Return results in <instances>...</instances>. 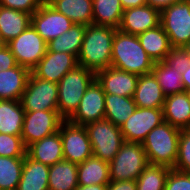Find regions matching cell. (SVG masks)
Instances as JSON below:
<instances>
[{"label": "cell", "instance_id": "6da1fadb", "mask_svg": "<svg viewBox=\"0 0 190 190\" xmlns=\"http://www.w3.org/2000/svg\"><path fill=\"white\" fill-rule=\"evenodd\" d=\"M117 29L111 26H86L82 47L78 55V65L97 73L111 66L112 46Z\"/></svg>", "mask_w": 190, "mask_h": 190}, {"label": "cell", "instance_id": "7a4b0ae2", "mask_svg": "<svg viewBox=\"0 0 190 190\" xmlns=\"http://www.w3.org/2000/svg\"><path fill=\"white\" fill-rule=\"evenodd\" d=\"M154 61L141 46L137 35L115 31L111 66L137 75L150 74Z\"/></svg>", "mask_w": 190, "mask_h": 190}, {"label": "cell", "instance_id": "3957f363", "mask_svg": "<svg viewBox=\"0 0 190 190\" xmlns=\"http://www.w3.org/2000/svg\"><path fill=\"white\" fill-rule=\"evenodd\" d=\"M180 131L166 121L153 128L142 142L148 163L174 168Z\"/></svg>", "mask_w": 190, "mask_h": 190}, {"label": "cell", "instance_id": "277c9868", "mask_svg": "<svg viewBox=\"0 0 190 190\" xmlns=\"http://www.w3.org/2000/svg\"><path fill=\"white\" fill-rule=\"evenodd\" d=\"M95 80V73L77 65L58 82V113L68 120L77 110L81 98Z\"/></svg>", "mask_w": 190, "mask_h": 190}, {"label": "cell", "instance_id": "5b68a950", "mask_svg": "<svg viewBox=\"0 0 190 190\" xmlns=\"http://www.w3.org/2000/svg\"><path fill=\"white\" fill-rule=\"evenodd\" d=\"M148 164L142 143L124 142L109 162L110 181L136 180Z\"/></svg>", "mask_w": 190, "mask_h": 190}, {"label": "cell", "instance_id": "8992f818", "mask_svg": "<svg viewBox=\"0 0 190 190\" xmlns=\"http://www.w3.org/2000/svg\"><path fill=\"white\" fill-rule=\"evenodd\" d=\"M93 156L111 162L125 142L120 127L103 119L85 125Z\"/></svg>", "mask_w": 190, "mask_h": 190}, {"label": "cell", "instance_id": "52a82bcc", "mask_svg": "<svg viewBox=\"0 0 190 190\" xmlns=\"http://www.w3.org/2000/svg\"><path fill=\"white\" fill-rule=\"evenodd\" d=\"M160 24L172 47H183L190 41V0H179L160 12Z\"/></svg>", "mask_w": 190, "mask_h": 190}, {"label": "cell", "instance_id": "ba28073f", "mask_svg": "<svg viewBox=\"0 0 190 190\" xmlns=\"http://www.w3.org/2000/svg\"><path fill=\"white\" fill-rule=\"evenodd\" d=\"M20 102L25 112L58 110V84L40 79L31 72Z\"/></svg>", "mask_w": 190, "mask_h": 190}, {"label": "cell", "instance_id": "9c48e42d", "mask_svg": "<svg viewBox=\"0 0 190 190\" xmlns=\"http://www.w3.org/2000/svg\"><path fill=\"white\" fill-rule=\"evenodd\" d=\"M6 46L10 49L18 65L32 70L44 57L47 42L36 32L32 25L10 40Z\"/></svg>", "mask_w": 190, "mask_h": 190}, {"label": "cell", "instance_id": "30bf717a", "mask_svg": "<svg viewBox=\"0 0 190 190\" xmlns=\"http://www.w3.org/2000/svg\"><path fill=\"white\" fill-rule=\"evenodd\" d=\"M59 132L64 160L80 164L93 156L91 142L85 126L75 125L64 120L59 127Z\"/></svg>", "mask_w": 190, "mask_h": 190}, {"label": "cell", "instance_id": "8fae6325", "mask_svg": "<svg viewBox=\"0 0 190 190\" xmlns=\"http://www.w3.org/2000/svg\"><path fill=\"white\" fill-rule=\"evenodd\" d=\"M63 121L58 110L25 112L21 132L25 147L59 131Z\"/></svg>", "mask_w": 190, "mask_h": 190}, {"label": "cell", "instance_id": "7c38bea8", "mask_svg": "<svg viewBox=\"0 0 190 190\" xmlns=\"http://www.w3.org/2000/svg\"><path fill=\"white\" fill-rule=\"evenodd\" d=\"M164 122L162 108H139L120 126L125 142L142 143L147 134Z\"/></svg>", "mask_w": 190, "mask_h": 190}, {"label": "cell", "instance_id": "4fadbf2b", "mask_svg": "<svg viewBox=\"0 0 190 190\" xmlns=\"http://www.w3.org/2000/svg\"><path fill=\"white\" fill-rule=\"evenodd\" d=\"M103 119H105V92L95 79L85 91L77 110L68 121L85 126Z\"/></svg>", "mask_w": 190, "mask_h": 190}, {"label": "cell", "instance_id": "5bb4252c", "mask_svg": "<svg viewBox=\"0 0 190 190\" xmlns=\"http://www.w3.org/2000/svg\"><path fill=\"white\" fill-rule=\"evenodd\" d=\"M73 24L46 1L31 16V25L47 43L68 31Z\"/></svg>", "mask_w": 190, "mask_h": 190}, {"label": "cell", "instance_id": "9a60e30c", "mask_svg": "<svg viewBox=\"0 0 190 190\" xmlns=\"http://www.w3.org/2000/svg\"><path fill=\"white\" fill-rule=\"evenodd\" d=\"M77 65V58L72 54L46 51L31 72L40 79L58 84Z\"/></svg>", "mask_w": 190, "mask_h": 190}, {"label": "cell", "instance_id": "2e32d148", "mask_svg": "<svg viewBox=\"0 0 190 190\" xmlns=\"http://www.w3.org/2000/svg\"><path fill=\"white\" fill-rule=\"evenodd\" d=\"M139 75L108 67L95 74V79L101 85L103 91L124 97H133Z\"/></svg>", "mask_w": 190, "mask_h": 190}, {"label": "cell", "instance_id": "e0dca14e", "mask_svg": "<svg viewBox=\"0 0 190 190\" xmlns=\"http://www.w3.org/2000/svg\"><path fill=\"white\" fill-rule=\"evenodd\" d=\"M160 25V11L150 5L129 8L123 11L120 31L138 35Z\"/></svg>", "mask_w": 190, "mask_h": 190}, {"label": "cell", "instance_id": "ac0fdd59", "mask_svg": "<svg viewBox=\"0 0 190 190\" xmlns=\"http://www.w3.org/2000/svg\"><path fill=\"white\" fill-rule=\"evenodd\" d=\"M26 154L31 159L48 166L54 165L56 162L64 160L60 132L57 131L39 141L30 144L26 148Z\"/></svg>", "mask_w": 190, "mask_h": 190}, {"label": "cell", "instance_id": "d6986e66", "mask_svg": "<svg viewBox=\"0 0 190 190\" xmlns=\"http://www.w3.org/2000/svg\"><path fill=\"white\" fill-rule=\"evenodd\" d=\"M165 98L166 96L163 93L162 88L152 73L139 75L133 96L137 107L163 108Z\"/></svg>", "mask_w": 190, "mask_h": 190}, {"label": "cell", "instance_id": "ffe728a7", "mask_svg": "<svg viewBox=\"0 0 190 190\" xmlns=\"http://www.w3.org/2000/svg\"><path fill=\"white\" fill-rule=\"evenodd\" d=\"M30 74L31 70L21 65L0 71V99L20 101Z\"/></svg>", "mask_w": 190, "mask_h": 190}, {"label": "cell", "instance_id": "44dd1931", "mask_svg": "<svg viewBox=\"0 0 190 190\" xmlns=\"http://www.w3.org/2000/svg\"><path fill=\"white\" fill-rule=\"evenodd\" d=\"M162 110L164 121L179 129L190 128V103L185 91L166 96Z\"/></svg>", "mask_w": 190, "mask_h": 190}, {"label": "cell", "instance_id": "7402d4cb", "mask_svg": "<svg viewBox=\"0 0 190 190\" xmlns=\"http://www.w3.org/2000/svg\"><path fill=\"white\" fill-rule=\"evenodd\" d=\"M31 14L0 6V40L7 44L31 25Z\"/></svg>", "mask_w": 190, "mask_h": 190}, {"label": "cell", "instance_id": "603a6c76", "mask_svg": "<svg viewBox=\"0 0 190 190\" xmlns=\"http://www.w3.org/2000/svg\"><path fill=\"white\" fill-rule=\"evenodd\" d=\"M49 167L46 164L24 157L21 179L16 190H49Z\"/></svg>", "mask_w": 190, "mask_h": 190}, {"label": "cell", "instance_id": "cb8c5ba5", "mask_svg": "<svg viewBox=\"0 0 190 190\" xmlns=\"http://www.w3.org/2000/svg\"><path fill=\"white\" fill-rule=\"evenodd\" d=\"M137 37L147 55L154 62L164 61L172 48L169 37L161 24L153 29L138 34Z\"/></svg>", "mask_w": 190, "mask_h": 190}, {"label": "cell", "instance_id": "d4e9b609", "mask_svg": "<svg viewBox=\"0 0 190 190\" xmlns=\"http://www.w3.org/2000/svg\"><path fill=\"white\" fill-rule=\"evenodd\" d=\"M57 12L75 24L90 25L93 19V0H45Z\"/></svg>", "mask_w": 190, "mask_h": 190}, {"label": "cell", "instance_id": "484cf974", "mask_svg": "<svg viewBox=\"0 0 190 190\" xmlns=\"http://www.w3.org/2000/svg\"><path fill=\"white\" fill-rule=\"evenodd\" d=\"M24 115L19 100L0 99V133L21 136Z\"/></svg>", "mask_w": 190, "mask_h": 190}, {"label": "cell", "instance_id": "4316f807", "mask_svg": "<svg viewBox=\"0 0 190 190\" xmlns=\"http://www.w3.org/2000/svg\"><path fill=\"white\" fill-rule=\"evenodd\" d=\"M77 179L78 185L108 184L109 163L94 156L87 158L77 164Z\"/></svg>", "mask_w": 190, "mask_h": 190}, {"label": "cell", "instance_id": "83f0119b", "mask_svg": "<svg viewBox=\"0 0 190 190\" xmlns=\"http://www.w3.org/2000/svg\"><path fill=\"white\" fill-rule=\"evenodd\" d=\"M77 187V164L62 160L49 167V190H75Z\"/></svg>", "mask_w": 190, "mask_h": 190}, {"label": "cell", "instance_id": "f1b7e54d", "mask_svg": "<svg viewBox=\"0 0 190 190\" xmlns=\"http://www.w3.org/2000/svg\"><path fill=\"white\" fill-rule=\"evenodd\" d=\"M86 26L87 25L74 23L68 31L47 43V51L59 53L65 52L78 58Z\"/></svg>", "mask_w": 190, "mask_h": 190}, {"label": "cell", "instance_id": "f546056e", "mask_svg": "<svg viewBox=\"0 0 190 190\" xmlns=\"http://www.w3.org/2000/svg\"><path fill=\"white\" fill-rule=\"evenodd\" d=\"M137 106L133 97L105 93V119L120 127Z\"/></svg>", "mask_w": 190, "mask_h": 190}, {"label": "cell", "instance_id": "4dcf8cb0", "mask_svg": "<svg viewBox=\"0 0 190 190\" xmlns=\"http://www.w3.org/2000/svg\"><path fill=\"white\" fill-rule=\"evenodd\" d=\"M92 8V24L120 27L124 11L120 0H93Z\"/></svg>", "mask_w": 190, "mask_h": 190}, {"label": "cell", "instance_id": "1f68e13d", "mask_svg": "<svg viewBox=\"0 0 190 190\" xmlns=\"http://www.w3.org/2000/svg\"><path fill=\"white\" fill-rule=\"evenodd\" d=\"M151 73L157 79L165 96L184 92L182 74L170 68L164 61L154 62Z\"/></svg>", "mask_w": 190, "mask_h": 190}, {"label": "cell", "instance_id": "d6a6232c", "mask_svg": "<svg viewBox=\"0 0 190 190\" xmlns=\"http://www.w3.org/2000/svg\"><path fill=\"white\" fill-rule=\"evenodd\" d=\"M24 157L0 156V190H16L21 179Z\"/></svg>", "mask_w": 190, "mask_h": 190}, {"label": "cell", "instance_id": "836d02e7", "mask_svg": "<svg viewBox=\"0 0 190 190\" xmlns=\"http://www.w3.org/2000/svg\"><path fill=\"white\" fill-rule=\"evenodd\" d=\"M170 169L149 163L136 179L137 190H164Z\"/></svg>", "mask_w": 190, "mask_h": 190}, {"label": "cell", "instance_id": "e575fe53", "mask_svg": "<svg viewBox=\"0 0 190 190\" xmlns=\"http://www.w3.org/2000/svg\"><path fill=\"white\" fill-rule=\"evenodd\" d=\"M173 169L190 173V128L181 129L180 131L178 155Z\"/></svg>", "mask_w": 190, "mask_h": 190}, {"label": "cell", "instance_id": "d590c367", "mask_svg": "<svg viewBox=\"0 0 190 190\" xmlns=\"http://www.w3.org/2000/svg\"><path fill=\"white\" fill-rule=\"evenodd\" d=\"M0 156L25 157L26 147L22 137L0 133Z\"/></svg>", "mask_w": 190, "mask_h": 190}, {"label": "cell", "instance_id": "8d00e7d4", "mask_svg": "<svg viewBox=\"0 0 190 190\" xmlns=\"http://www.w3.org/2000/svg\"><path fill=\"white\" fill-rule=\"evenodd\" d=\"M164 62L170 67L177 70L180 74L184 73L190 66V58L181 47H172L168 52Z\"/></svg>", "mask_w": 190, "mask_h": 190}, {"label": "cell", "instance_id": "74e56055", "mask_svg": "<svg viewBox=\"0 0 190 190\" xmlns=\"http://www.w3.org/2000/svg\"><path fill=\"white\" fill-rule=\"evenodd\" d=\"M164 190H190V173L170 169Z\"/></svg>", "mask_w": 190, "mask_h": 190}, {"label": "cell", "instance_id": "f35d334b", "mask_svg": "<svg viewBox=\"0 0 190 190\" xmlns=\"http://www.w3.org/2000/svg\"><path fill=\"white\" fill-rule=\"evenodd\" d=\"M45 0H0V6L33 14Z\"/></svg>", "mask_w": 190, "mask_h": 190}, {"label": "cell", "instance_id": "ab89813d", "mask_svg": "<svg viewBox=\"0 0 190 190\" xmlns=\"http://www.w3.org/2000/svg\"><path fill=\"white\" fill-rule=\"evenodd\" d=\"M18 65L16 58L6 46V44L0 49V71L8 70Z\"/></svg>", "mask_w": 190, "mask_h": 190}, {"label": "cell", "instance_id": "60d3db41", "mask_svg": "<svg viewBox=\"0 0 190 190\" xmlns=\"http://www.w3.org/2000/svg\"><path fill=\"white\" fill-rule=\"evenodd\" d=\"M106 190H137L136 180L110 181Z\"/></svg>", "mask_w": 190, "mask_h": 190}, {"label": "cell", "instance_id": "b9f144b4", "mask_svg": "<svg viewBox=\"0 0 190 190\" xmlns=\"http://www.w3.org/2000/svg\"><path fill=\"white\" fill-rule=\"evenodd\" d=\"M178 1L179 0H147V5H150L161 12L163 9Z\"/></svg>", "mask_w": 190, "mask_h": 190}, {"label": "cell", "instance_id": "7bdbcfd3", "mask_svg": "<svg viewBox=\"0 0 190 190\" xmlns=\"http://www.w3.org/2000/svg\"><path fill=\"white\" fill-rule=\"evenodd\" d=\"M123 10L147 4V0H120Z\"/></svg>", "mask_w": 190, "mask_h": 190}, {"label": "cell", "instance_id": "ee69618b", "mask_svg": "<svg viewBox=\"0 0 190 190\" xmlns=\"http://www.w3.org/2000/svg\"><path fill=\"white\" fill-rule=\"evenodd\" d=\"M107 184L78 185L75 190H106Z\"/></svg>", "mask_w": 190, "mask_h": 190}, {"label": "cell", "instance_id": "f6af8a7d", "mask_svg": "<svg viewBox=\"0 0 190 190\" xmlns=\"http://www.w3.org/2000/svg\"><path fill=\"white\" fill-rule=\"evenodd\" d=\"M182 83L184 86V90L190 89V66L182 73Z\"/></svg>", "mask_w": 190, "mask_h": 190}, {"label": "cell", "instance_id": "bcb514c9", "mask_svg": "<svg viewBox=\"0 0 190 190\" xmlns=\"http://www.w3.org/2000/svg\"><path fill=\"white\" fill-rule=\"evenodd\" d=\"M182 48L187 53V56L190 58V41L187 42Z\"/></svg>", "mask_w": 190, "mask_h": 190}, {"label": "cell", "instance_id": "7dc6e473", "mask_svg": "<svg viewBox=\"0 0 190 190\" xmlns=\"http://www.w3.org/2000/svg\"><path fill=\"white\" fill-rule=\"evenodd\" d=\"M184 91L187 94V97H188V100H189V103H190V89H186Z\"/></svg>", "mask_w": 190, "mask_h": 190}, {"label": "cell", "instance_id": "c3c4849f", "mask_svg": "<svg viewBox=\"0 0 190 190\" xmlns=\"http://www.w3.org/2000/svg\"><path fill=\"white\" fill-rule=\"evenodd\" d=\"M5 44L0 40V49L4 46Z\"/></svg>", "mask_w": 190, "mask_h": 190}]
</instances>
